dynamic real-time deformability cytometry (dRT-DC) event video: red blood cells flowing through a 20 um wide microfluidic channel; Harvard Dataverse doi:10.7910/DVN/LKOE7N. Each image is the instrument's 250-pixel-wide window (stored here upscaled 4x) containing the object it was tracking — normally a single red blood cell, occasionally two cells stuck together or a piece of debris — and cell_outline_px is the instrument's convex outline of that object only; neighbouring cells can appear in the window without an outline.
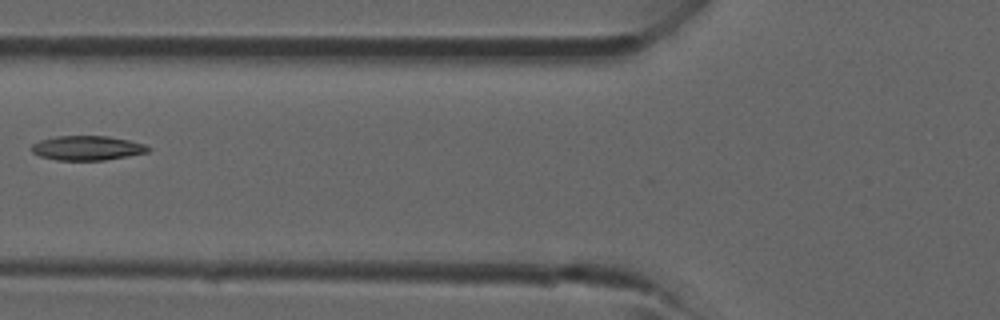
{"species": "common noctule bat (a hibernating species)", "species_latin": "Nyctalus noctula", "temperature_condition": "room temperature", "stored_images_in_passage": 4, "camera_frame_rate_fps": 3000, "um_per_image_px": 0.085, "animal": {"sex": "male", "forearm_length_mm": 52.5}, "frame": {"image": 1, "passage_image": 4, "time_ms": 4.333, "image_size_px": [1000, 320], "cell_outline_px": [[152, 148], [148, 152], [128, 156], [104, 160], [56, 160], [40, 156], [32, 152], [28, 148], [32, 144], [40, 140], [56, 136], [108, 136], [128, 140], [144, 144]], "centroid_in_image_um": [7.38, 12.58], "position_along_channel_um": 118.4, "area_um2": 16.7}}